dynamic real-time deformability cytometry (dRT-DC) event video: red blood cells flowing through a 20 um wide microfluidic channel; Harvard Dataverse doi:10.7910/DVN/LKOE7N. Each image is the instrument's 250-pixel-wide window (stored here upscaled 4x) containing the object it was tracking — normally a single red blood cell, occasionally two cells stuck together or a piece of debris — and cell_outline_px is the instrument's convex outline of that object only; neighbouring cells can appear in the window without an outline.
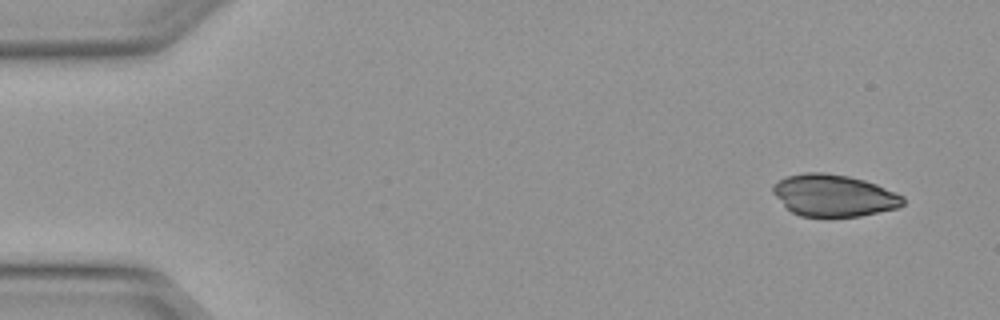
{"species": "Egyptian fruit bat (a non-hibernating species)", "species_latin": "Rousettus aegyptiacus", "temperature_condition": "warm", "stored_images_in_passage": 4, "camera_frame_rate_fps": 3000, "um_per_image_px": 0.085, "animal": {"sex": "female"}, "frame": {"image": 1, "passage_image": 1, "time_ms": 0.0, "image_size_px": [1000, 320], "cell_outline_px": [[904, 204], [900, 208], [860, 216], [800, 216], [792, 212], [772, 192], [772, 184], [788, 176], [804, 172], [824, 172], [848, 176], [864, 180], [876, 184], [904, 196]], "centroid_in_image_um": [70.9, 16.61], "position_along_channel_um": 14.1, "area_um2": 31.67}}
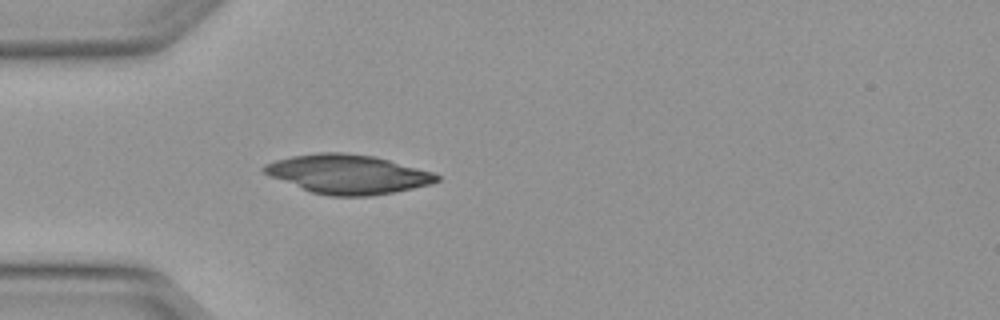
{"frame": {"image": 2, "passage_image": 4, "time_ms": 1.0, "image_size_px": [1000, 320], "cell_outline_px": [[440, 180], [432, 184], [392, 192], [368, 196], [332, 196], [312, 192], [272, 176], [264, 172], [260, 168], [264, 164], [276, 160], [292, 156], [320, 152], [340, 152], [372, 156], [388, 160], [432, 172], [440, 176]], "centroid_in_image_um": [29.57, 14.8], "position_along_channel_um": 55.4, "area_um2": 38.73}}